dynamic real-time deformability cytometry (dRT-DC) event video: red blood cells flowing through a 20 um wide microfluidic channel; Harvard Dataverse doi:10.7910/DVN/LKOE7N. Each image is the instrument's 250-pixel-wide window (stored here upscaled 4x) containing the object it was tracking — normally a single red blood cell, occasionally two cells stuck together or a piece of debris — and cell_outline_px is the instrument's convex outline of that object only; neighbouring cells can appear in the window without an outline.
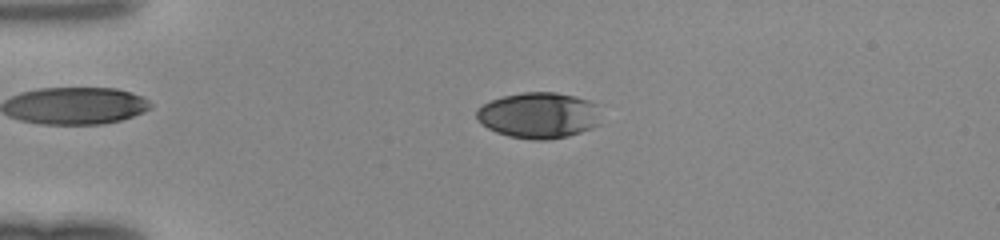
{"species": "human", "species_latin": "Homo sapiens", "temperature_condition": "room temperature", "stored_images_in_passage": 49, "camera_frame_rate_fps": 3000, "um_per_image_px": 0.085, "donor": {"sex": "female"}, "frame": {"image": 1, "passage_image": 13, "time_ms": 4.0, "image_size_px": [1000, 240], "cell_outline_px": [[600, 124], [592, 128], [568, 136], [548, 140], [532, 140], [508, 136], [496, 132], [480, 124], [476, 120], [476, 108], [492, 100], [504, 96], [524, 92], [556, 92], [576, 96], [588, 100], [596, 104]], "centroid_in_image_um": [45.77, 9.81], "position_along_channel_um": 39.2, "area_um2": 33.52}}
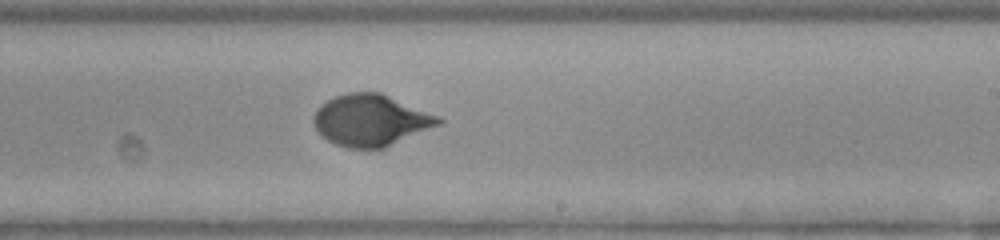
{"frame": {"image": 2, "passage_image": 31, "time_ms": 10.0, "image_size_px": [1000, 240], "cell_outline_px": [[444, 120], [440, 124], [384, 148], [348, 148], [336, 144], [320, 136], [312, 120], [312, 116], [320, 104], [336, 96], [348, 92], [380, 92], [440, 116]], "centroid_in_image_um": [31.5, 10.21], "position_along_channel_um": 257.5, "area_um2": 37.45}}
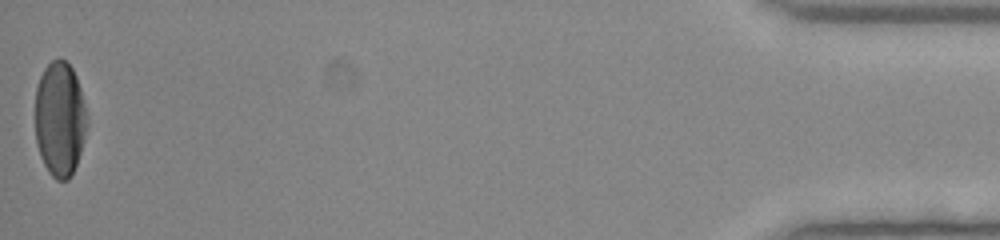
{"frame": {"image": 3, "passage_image": 49, "time_ms": 16.0, "image_size_px": [1000, 240], "cell_outline_px": [[88, 124], [84, 140], [76, 164], [68, 180], [56, 180], [48, 172], [40, 156], [36, 144], [36, 88], [40, 76], [44, 68], [52, 60], [60, 56], [72, 68], [76, 76], [80, 88], [88, 120]], "centroid_in_image_um": [5.08, 10.11], "position_along_channel_um": 430.1, "area_um2": 34.8}}